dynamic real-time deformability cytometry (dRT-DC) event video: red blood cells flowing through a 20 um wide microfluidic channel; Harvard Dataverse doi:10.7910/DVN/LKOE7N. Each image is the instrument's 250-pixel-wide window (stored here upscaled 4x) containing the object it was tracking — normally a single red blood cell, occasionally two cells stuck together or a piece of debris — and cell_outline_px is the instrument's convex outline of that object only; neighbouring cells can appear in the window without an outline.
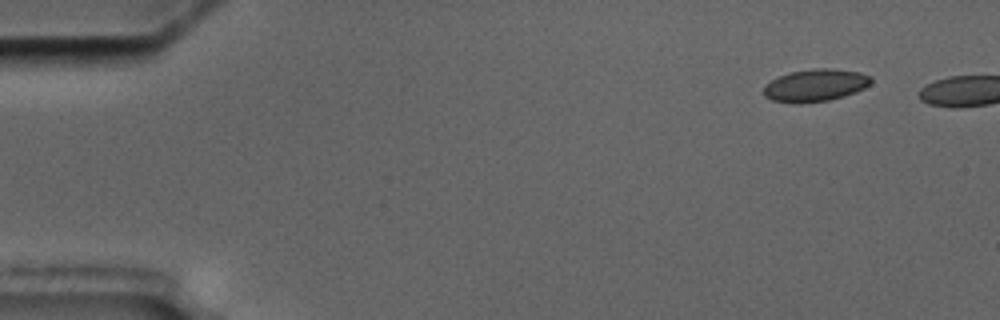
{"species": "common noctule bat (a hibernating species)", "species_latin": "Nyctalus noctula", "temperature_condition": "cold", "stored_images_in_passage": 2, "camera_frame_rate_fps": 3000, "um_per_image_px": 0.085, "animal": {"sex": "male", "body_mass_g": 17.5, "forearm_length_mm": 52.3}, "frame": {"image": 1, "passage_image": 1, "time_ms": 0.0, "image_size_px": [1000, 320], "cell_outline_px": [[872, 80], [864, 88], [856, 92], [844, 96], [828, 100], [800, 104], [792, 104], [772, 100], [764, 96], [764, 84], [780, 76], [792, 72], [812, 68], [828, 68], [860, 72], [872, 76]], "centroid_in_image_um": [69.29, 7.26], "position_along_channel_um": 15.7, "area_um2": 20.35}}